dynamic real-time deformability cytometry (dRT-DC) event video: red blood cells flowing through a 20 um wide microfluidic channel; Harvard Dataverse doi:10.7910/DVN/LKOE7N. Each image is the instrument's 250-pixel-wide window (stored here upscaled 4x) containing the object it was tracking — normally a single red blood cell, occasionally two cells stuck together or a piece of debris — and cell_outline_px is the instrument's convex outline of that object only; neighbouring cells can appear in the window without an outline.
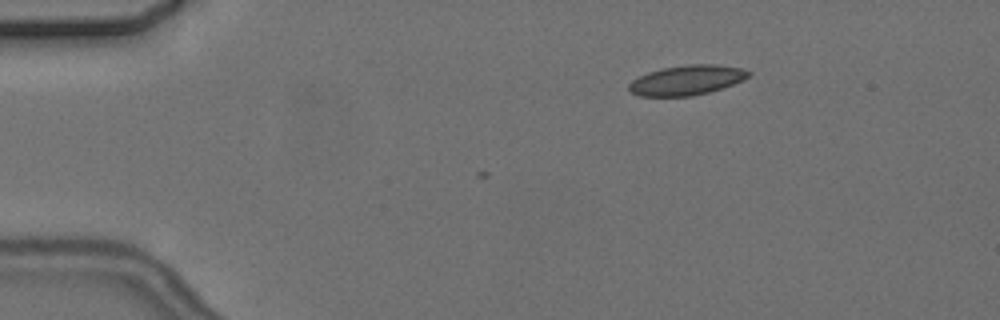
{"species": "common noctule bat (a hibernating species)", "species_latin": "Nyctalus noctula", "temperature_condition": "cold", "stored_images_in_passage": 3, "camera_frame_rate_fps": 3000, "um_per_image_px": 0.085, "animal": {"sex": "female", "body_mass_g": 24.6, "forearm_length_mm": 56.2}, "frame": {"image": 1, "passage_image": 1, "time_ms": 0.0, "image_size_px": [1000, 320], "cell_outline_px": [[752, 72], [744, 80], [708, 92], [692, 96], [640, 96], [628, 92], [628, 84], [632, 80], [648, 72], [660, 68], [688, 64], [716, 64], [740, 68]], "centroid_in_image_um": [58.33, 6.81], "position_along_channel_um": 26.7, "area_um2": 20.81}}
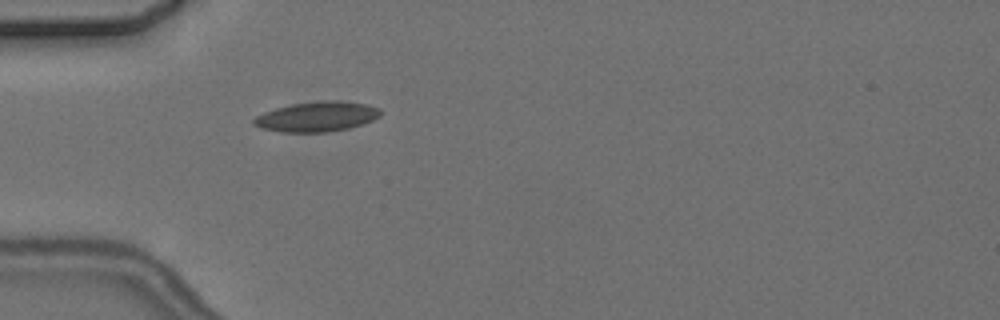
{"frame": {"image": 2, "passage_image": 3, "time_ms": 2.667, "image_size_px": [1000, 320], "cell_outline_px": [[384, 112], [380, 116], [372, 120], [348, 128], [328, 132], [280, 132], [260, 128], [252, 124], [252, 120], [256, 116], [264, 112], [276, 108], [292, 104], [332, 100], [336, 100], [368, 104], [380, 108]], "centroid_in_image_um": [26.94, 9.92], "position_along_channel_um": 58.1, "area_um2": 22.14}}